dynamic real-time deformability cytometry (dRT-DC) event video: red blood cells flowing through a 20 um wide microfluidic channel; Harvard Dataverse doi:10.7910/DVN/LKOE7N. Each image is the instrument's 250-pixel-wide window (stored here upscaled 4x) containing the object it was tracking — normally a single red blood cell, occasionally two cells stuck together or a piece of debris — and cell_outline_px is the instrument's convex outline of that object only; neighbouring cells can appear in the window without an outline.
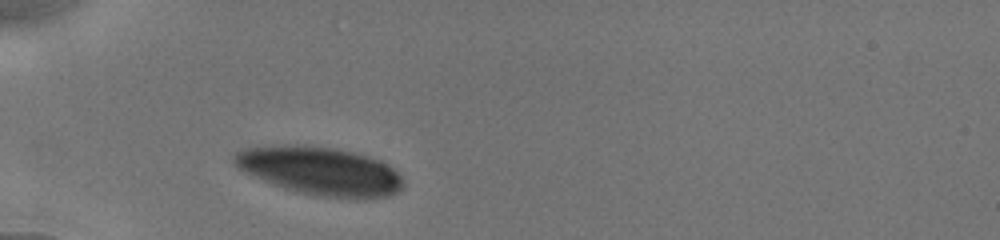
{"species": "human", "species_latin": "Homo sapiens", "temperature_condition": "cold", "stored_images_in_passage": 12, "camera_frame_rate_fps": 3000, "um_per_image_px": 0.085, "donor": {"sex": "male"}, "frame": {"image": 1, "passage_image": 1, "time_ms": 0.0, "image_size_px": [1000, 240], "cell_outline_px": [[404, 184], [396, 192], [388, 196], [360, 200], [352, 200], [316, 196], [296, 192], [284, 188], [256, 176], [240, 168], [232, 160], [232, 156], [236, 152], [244, 148], [284, 144], [300, 144], [336, 148], [368, 156], [380, 160], [392, 168], [404, 180]], "centroid_in_image_um": [27.25, 14.54], "position_along_channel_um": 57.8, "area_um2": 47.8}}
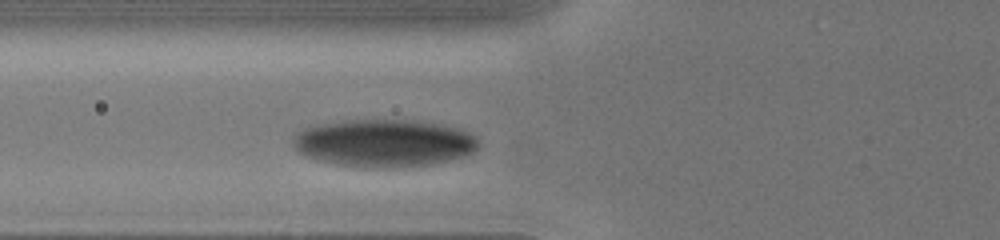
{"frame": {"image": 2, "passage_image": 9, "time_ms": 1.333, "image_size_px": [1000, 240], "cell_outline_px": [[480, 144], [472, 152], [464, 156], [432, 164], [392, 168], [364, 168], [336, 164], [316, 160], [304, 156], [296, 152], [292, 144], [292, 140], [304, 128], [324, 124], [348, 120], [404, 120], [436, 124], [456, 128], [468, 132], [476, 136], [480, 140]], "centroid_in_image_um": [32.62, 12.19], "position_along_channel_um": 93.2, "area_um2": 51.33}}